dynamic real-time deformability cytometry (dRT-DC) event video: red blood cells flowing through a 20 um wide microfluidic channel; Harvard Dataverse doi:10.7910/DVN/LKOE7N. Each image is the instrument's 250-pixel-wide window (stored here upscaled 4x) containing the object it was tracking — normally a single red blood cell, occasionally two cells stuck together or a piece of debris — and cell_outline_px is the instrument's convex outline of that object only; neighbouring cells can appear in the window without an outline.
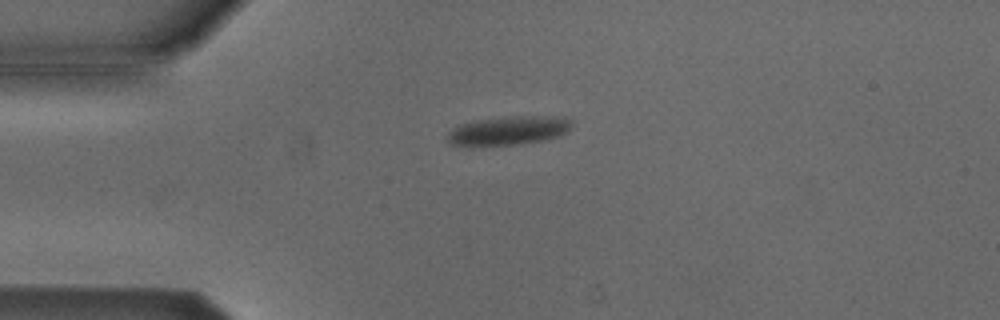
{"species": "Egyptian fruit bat (a non-hibernating species)", "species_latin": "Rousettus aegyptiacus", "temperature_condition": "cold", "stored_images_in_passage": 33, "camera_frame_rate_fps": 3000, "um_per_image_px": 0.085, "animal": {"sex": "male"}, "frame": {"image": 1, "passage_image": 1, "time_ms": 0.0, "image_size_px": [1000, 320], "cell_outline_px": [[572, 124], [564, 132], [556, 136], [544, 140], [516, 144], [468, 148], [448, 144], [448, 132], [452, 128], [460, 124], [476, 120], [512, 116], [564, 116], [572, 120]], "centroid_in_image_um": [43.13, 11.12], "position_along_channel_um": 41.9, "area_um2": 21.33}}
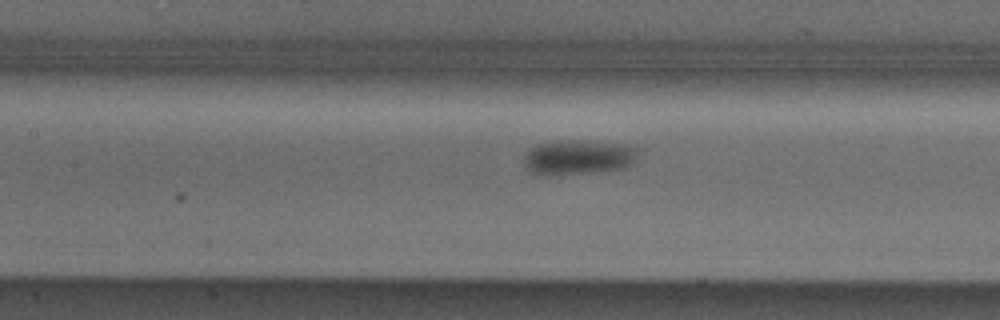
{"frame": {"image": 2, "passage_image": 12, "time_ms": 3.667, "image_size_px": [1000, 320], "cell_outline_px": [[640, 148], [636, 160], [632, 164], [624, 168], [592, 172], [548, 176], [536, 176], [528, 172], [524, 164], [524, 156], [528, 148], [536, 144], [552, 140], [592, 140], [628, 144]], "centroid_in_image_um": [49.12, 13.35], "position_along_channel_um": 158.3, "area_um2": 24.22}}
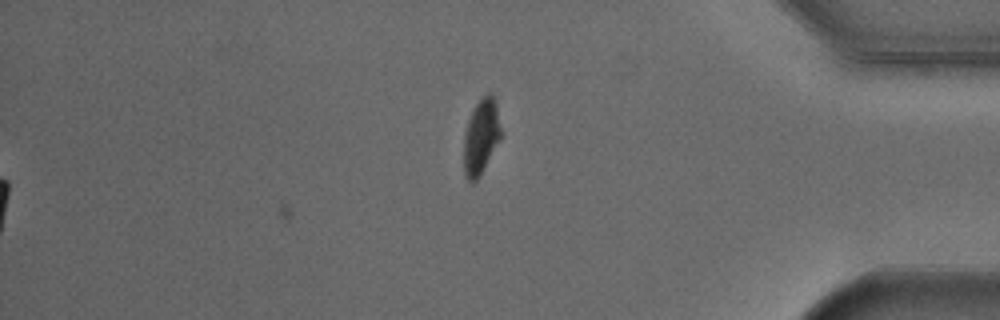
{"frame": {"image": 3, "passage_image": 33, "time_ms": 10.667, "image_size_px": [1000, 320], "cell_outline_px": [[504, 132], [500, 140], [480, 176], [472, 184], [464, 176], [464, 132], [468, 120], [476, 104], [488, 92], [492, 92], [496, 104]], "centroid_in_image_um": [40.92, 11.63], "position_along_channel_um": 394.3, "area_um2": 16.65}, "authors_computed_cell_mechanics": {"area_um2": 20.8658, "velocity_mm_per_s": 3.81, "shape_relaxation_time_tau1_ms": 2.9936, "shape_relaxation_time_tau2_ms": null, "deformation_change_tau1": 0.0991, "deformation_change_tau2": null}}